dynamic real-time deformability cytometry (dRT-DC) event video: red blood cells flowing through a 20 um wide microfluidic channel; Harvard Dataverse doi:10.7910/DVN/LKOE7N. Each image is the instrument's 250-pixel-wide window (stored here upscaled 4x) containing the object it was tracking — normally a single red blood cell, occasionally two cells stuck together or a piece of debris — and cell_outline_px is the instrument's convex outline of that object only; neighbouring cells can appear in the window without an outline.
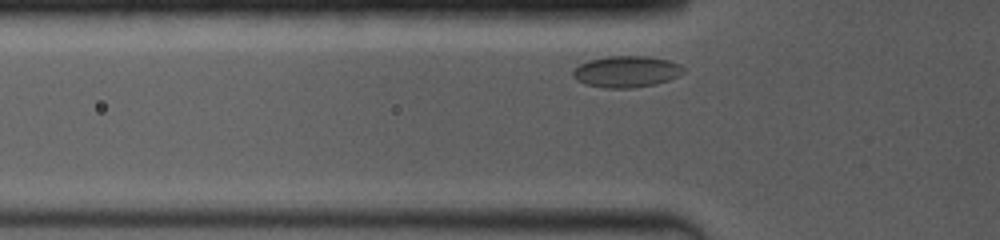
{"species": "common noctule bat (a hibernating species)", "species_latin": "Nyctalus noctula", "temperature_condition": "room temperature", "stored_images_in_passage": 26, "camera_frame_rate_fps": 4000, "um_per_image_px": 0.085, "animal": {"sex": "female", "body_mass_g": 19.0, "forearm_length_mm": 53.3}, "frame": {"image": 1, "passage_image": 3, "time_ms": 0.5, "image_size_px": [1000, 240], "cell_outline_px": [[684, 72], [668, 80], [656, 84], [632, 88], [604, 88], [588, 84], [576, 80], [572, 76], [572, 68], [588, 60], [608, 56], [644, 56], [668, 60], [680, 64], [684, 68]], "centroid_in_image_um": [53.21, 6.08], "position_along_channel_um": 72.6, "area_um2": 20.23}}
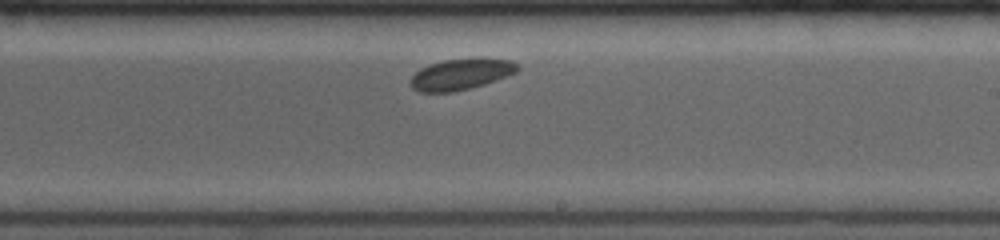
{"frame": {"image": 2, "passage_image": 17, "time_ms": 5.25, "image_size_px": [1000, 240], "cell_outline_px": [[520, 68], [516, 72], [508, 76], [484, 84], [452, 92], [420, 92], [412, 88], [408, 84], [408, 80], [420, 68], [428, 64], [444, 60], [476, 56], [484, 56], [512, 60], [520, 64]], "centroid_in_image_um": [39.21, 6.26], "position_along_channel_um": 249.8, "area_um2": 20.11}}
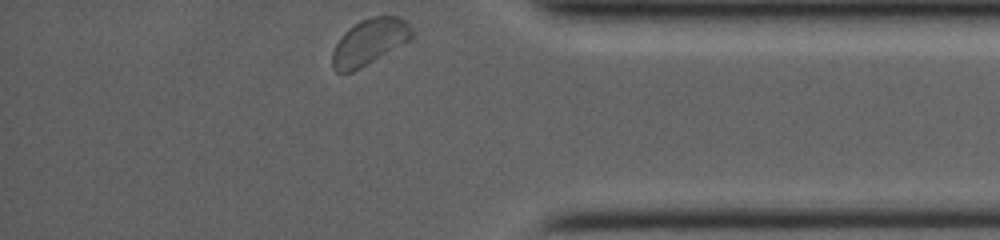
{"frame": {"image": 3, "passage_image": 26, "time_ms": 9.5, "image_size_px": [1000, 240], "cell_outline_px": [[412, 36], [408, 40], [360, 68], [352, 72], [336, 72], [332, 68], [332, 52], [336, 44], [344, 32], [348, 28], [360, 20], [372, 16], [400, 16], [412, 28]], "centroid_in_image_um": [31.36, 3.54], "position_along_channel_um": 403.8, "area_um2": 20.98}, "authors_computed_cell_mechanics": {"area_um2": 19.7676, "velocity_mm_per_s": 3.7362, "shape_relaxation_time_tau1_ms": 6.8118, "shape_relaxation_time_tau2_ms": null, "deformation_change_tau1": 0.0291, "deformation_change_tau2": null}}